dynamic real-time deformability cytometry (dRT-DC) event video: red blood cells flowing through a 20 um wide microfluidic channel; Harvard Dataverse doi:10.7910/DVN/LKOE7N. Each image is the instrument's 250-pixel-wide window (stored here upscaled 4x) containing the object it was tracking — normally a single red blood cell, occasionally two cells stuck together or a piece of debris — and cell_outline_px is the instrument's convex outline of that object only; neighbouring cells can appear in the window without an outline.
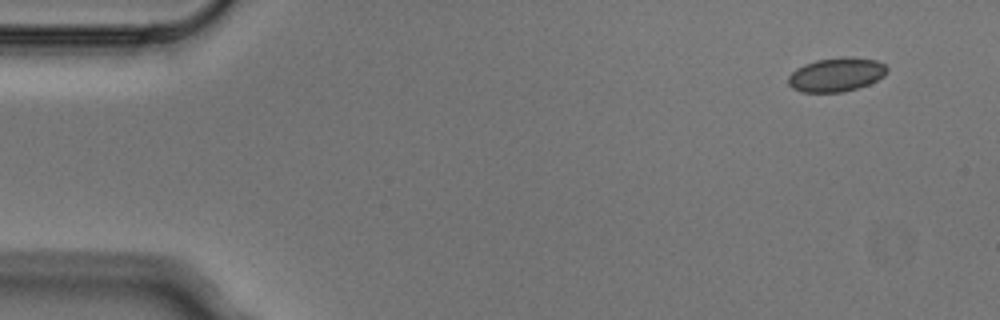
{"species": "Egyptian fruit bat (a non-hibernating species)", "species_latin": "Rousettus aegyptiacus", "temperature_condition": "cold", "stored_images_in_passage": 5, "segment_of_instrument_passage": [1, 2], "camera_frame_rate_fps": 3000, "um_per_image_px": 0.085, "animal": {"sex": "male"}, "frame": {"image": 1, "passage_image": 1, "time_ms": 0.0, "image_size_px": [1000, 320], "cell_outline_px": [[888, 72], [884, 76], [868, 84], [844, 92], [800, 92], [792, 88], [788, 84], [788, 76], [796, 68], [804, 64], [816, 60], [844, 56], [852, 56], [876, 60], [884, 64], [888, 68]], "centroid_in_image_um": [71.08, 6.33], "position_along_channel_um": 13.9, "area_um2": 19.71}}